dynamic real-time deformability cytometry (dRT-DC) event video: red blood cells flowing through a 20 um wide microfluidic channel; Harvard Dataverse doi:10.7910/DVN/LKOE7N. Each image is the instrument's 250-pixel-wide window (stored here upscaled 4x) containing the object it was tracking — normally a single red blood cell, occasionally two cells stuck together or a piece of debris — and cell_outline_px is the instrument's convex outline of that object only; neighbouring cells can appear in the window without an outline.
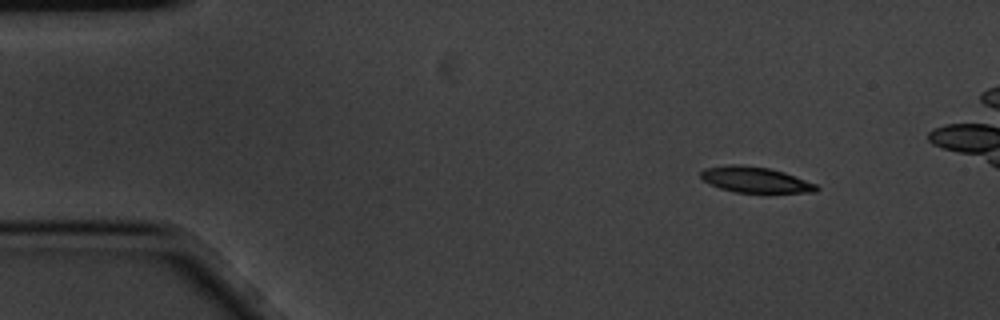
{"species": "common noctule bat (a hibernating species)", "species_latin": "Nyctalus noctula", "temperature_condition": "cold", "stored_images_in_passage": 4, "camera_frame_rate_fps": 3000, "um_per_image_px": 0.085, "animal": {"sex": "male", "body_mass_g": 20.1, "forearm_length_mm": 53.5}, "frame": {"image": 1, "passage_image": 1, "time_ms": 0.0, "image_size_px": [1000, 320], "cell_outline_px": [[820, 188], [816, 192], [736, 192], [720, 188], [704, 180], [700, 176], [700, 172], [704, 168], [732, 164], [740, 164], [768, 168], [784, 172], [816, 184]], "centroid_in_image_um": [64.19, 15.27], "position_along_channel_um": 20.8, "area_um2": 17.11}}